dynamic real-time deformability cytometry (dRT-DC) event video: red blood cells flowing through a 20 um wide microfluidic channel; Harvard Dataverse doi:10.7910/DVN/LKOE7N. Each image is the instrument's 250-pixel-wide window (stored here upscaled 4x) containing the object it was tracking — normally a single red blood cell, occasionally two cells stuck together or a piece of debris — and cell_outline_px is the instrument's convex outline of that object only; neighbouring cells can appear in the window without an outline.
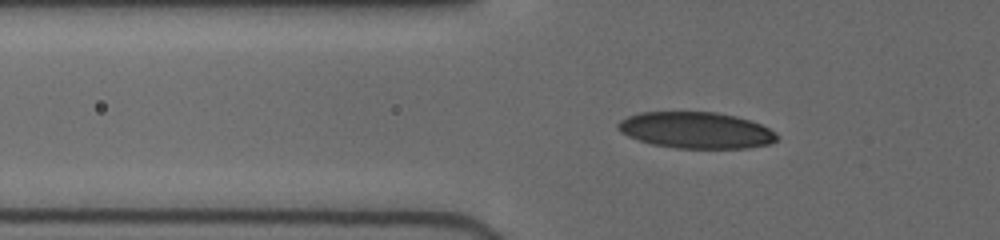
{"species": "human", "species_latin": "Homo sapiens", "temperature_condition": "cold", "stored_images_in_passage": 53, "camera_frame_rate_fps": 3000, "um_per_image_px": 0.085, "donor": {"sex": "female"}, "frame": {"image": 1, "passage_image": 43, "time_ms": 7.0, "image_size_px": [1000, 240], "cell_outline_px": [[776, 140], [768, 144], [748, 148], [676, 148], [652, 144], [628, 136], [620, 132], [616, 128], [616, 124], [620, 120], [628, 116], [640, 112], [716, 112], [736, 116], [760, 124], [768, 128], [776, 136]], "centroid_in_image_um": [59.1, 11.06], "position_along_channel_um": 66.7, "area_um2": 33.47}}
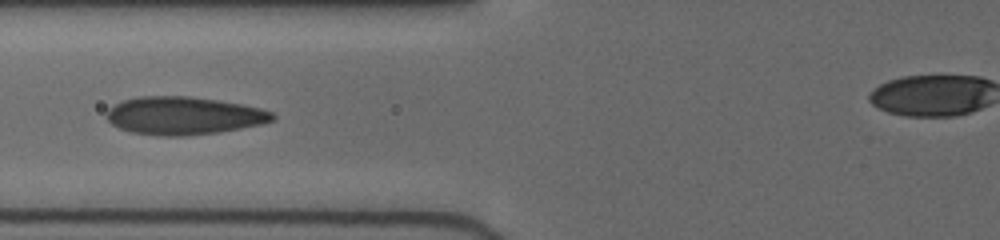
{"frame": {"image": 2, "passage_image": 52, "time_ms": 8.333, "image_size_px": [1000, 240], "cell_outline_px": [[276, 120], [260, 124], [220, 132], [188, 136], [160, 136], [132, 132], [120, 128], [112, 124], [108, 120], [108, 108], [124, 100], [140, 96], [192, 96], [244, 104], [260, 108], [272, 112], [276, 116]], "centroid_in_image_um": [15.66, 9.83], "position_along_channel_um": 110.1, "area_um2": 36.7}}